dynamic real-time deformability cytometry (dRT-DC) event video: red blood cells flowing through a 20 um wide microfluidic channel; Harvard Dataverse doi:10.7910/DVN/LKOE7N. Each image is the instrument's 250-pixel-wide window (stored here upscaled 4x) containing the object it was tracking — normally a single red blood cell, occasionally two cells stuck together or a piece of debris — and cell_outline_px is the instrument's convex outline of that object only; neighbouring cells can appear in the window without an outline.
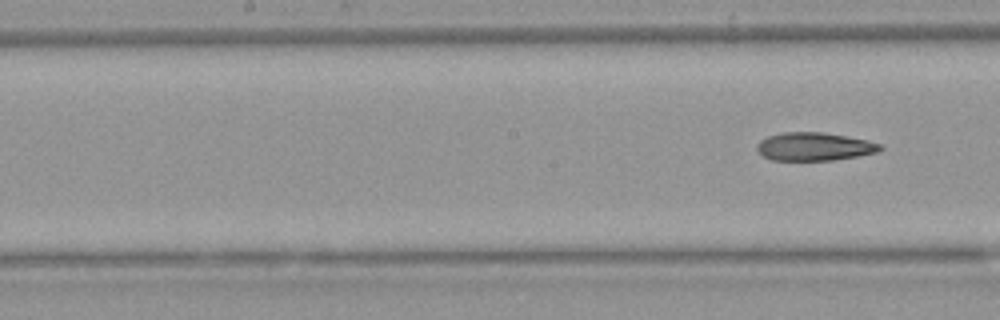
{"species": "Egyptian fruit bat (a non-hibernating species)", "species_latin": "Rousettus aegyptiacus", "temperature_condition": "warm", "stored_images_in_passage": 8, "camera_frame_rate_fps": 3000, "um_per_image_px": 0.085, "animal": {"sex": "female"}, "frame": {"image": 1, "passage_image": 8, "time_ms": 9.0, "image_size_px": [1000, 320], "cell_outline_px": [[884, 148], [880, 152], [836, 160], [772, 160], [756, 152], [756, 144], [760, 140], [768, 136], [784, 132], [824, 132], [848, 136], [868, 140], [880, 144]], "centroid_in_image_um": [69.23, 12.46], "position_along_channel_um": 179.0, "area_um2": 20.52}}